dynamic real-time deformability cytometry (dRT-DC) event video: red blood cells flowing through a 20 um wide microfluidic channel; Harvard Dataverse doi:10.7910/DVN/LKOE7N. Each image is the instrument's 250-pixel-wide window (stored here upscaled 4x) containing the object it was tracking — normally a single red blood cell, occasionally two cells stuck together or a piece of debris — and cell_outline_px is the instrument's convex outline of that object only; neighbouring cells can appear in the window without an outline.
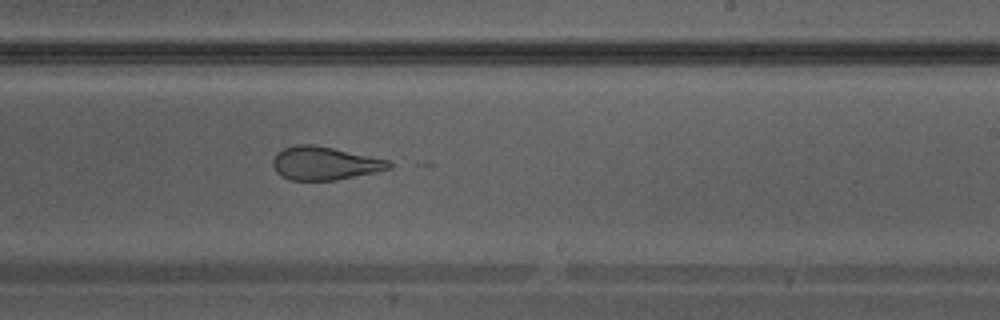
{"species": "Egyptian fruit bat (a non-hibernating species)", "species_latin": "Rousettus aegyptiacus", "temperature_condition": "warm", "stored_images_in_passage": 32, "camera_frame_rate_fps": 3000, "um_per_image_px": 0.085, "animal": {"sex": "male"}, "frame": {"image": 1, "passage_image": 19, "time_ms": 6.0, "image_size_px": [1000, 320], "cell_outline_px": [[392, 168], [376, 172], [336, 180], [288, 180], [280, 176], [276, 172], [272, 164], [272, 160], [276, 152], [284, 148], [296, 144], [312, 144], [332, 148], [388, 160], [392, 164]], "centroid_in_image_um": [27.54, 13.89], "position_along_channel_um": 261.5, "area_um2": 22.54}}